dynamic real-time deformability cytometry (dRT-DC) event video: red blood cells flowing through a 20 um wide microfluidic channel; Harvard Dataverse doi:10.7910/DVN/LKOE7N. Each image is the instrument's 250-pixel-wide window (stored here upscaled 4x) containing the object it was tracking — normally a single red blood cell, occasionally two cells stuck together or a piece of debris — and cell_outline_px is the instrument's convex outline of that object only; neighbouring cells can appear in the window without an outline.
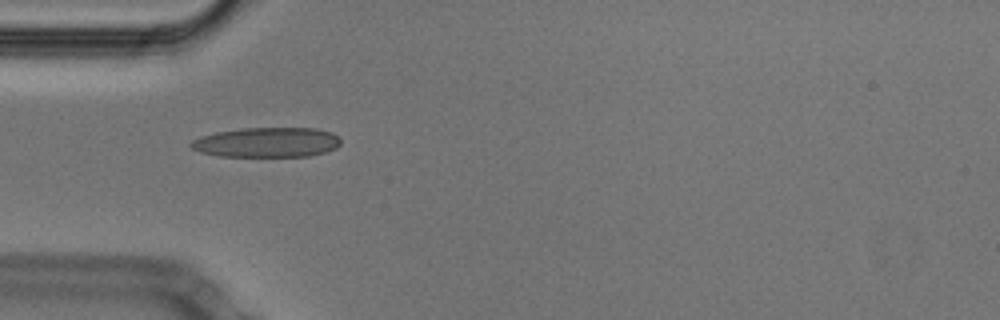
{"species": "Egyptian fruit bat (a non-hibernating species)", "species_latin": "Rousettus aegyptiacus", "temperature_condition": "cold", "stored_images_in_passage": 38, "camera_frame_rate_fps": 3000, "um_per_image_px": 0.085, "animal": {"sex": "male"}, "frame": {"image": 1, "passage_image": 1, "time_ms": 0.0, "image_size_px": [1000, 320], "cell_outline_px": [[340, 144], [336, 148], [324, 152], [308, 156], [220, 156], [200, 152], [192, 148], [188, 144], [192, 140], [200, 136], [216, 132], [244, 128], [316, 128], [332, 132], [340, 136]], "centroid_in_image_um": [22.69, 12.09], "position_along_channel_um": 62.3, "area_um2": 26.13}}
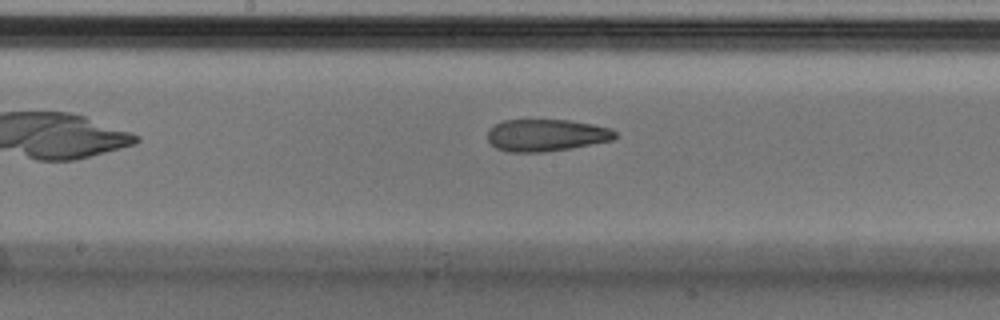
{"frame": {"image": 2, "passage_image": 12, "time_ms": 3.667, "image_size_px": [1000, 320], "cell_outline_px": [[616, 136], [612, 140], [572, 148], [544, 152], [508, 152], [496, 148], [488, 140], [488, 128], [504, 120], [568, 120], [592, 124], [608, 128], [616, 132]], "centroid_in_image_um": [46.4, 11.5], "position_along_channel_um": 201.8, "area_um2": 23.76}}
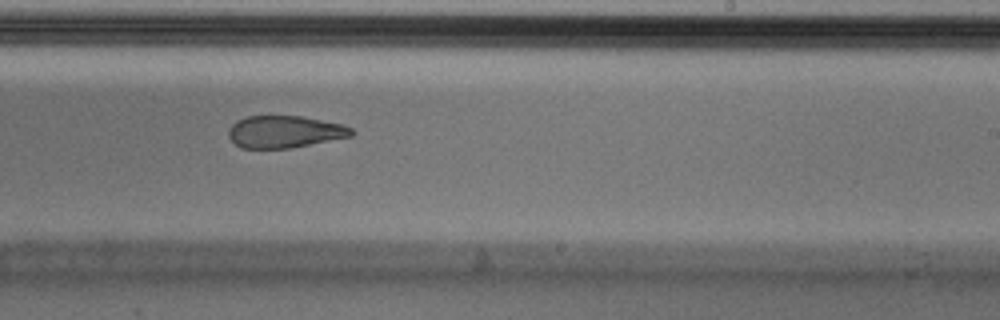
{"frame": {"image": 3, "passage_image": 17, "time_ms": 5.333, "image_size_px": [1000, 320], "cell_outline_px": [[356, 132], [352, 136], [288, 148], [240, 148], [228, 136], [228, 128], [236, 120], [248, 116], [300, 116], [340, 124], [352, 128]], "centroid_in_image_um": [24.16, 11.2], "position_along_channel_um": 264.8, "area_um2": 22.83}, "authors_computed_cell_mechanics": {"area_um2": 25.4031, "velocity_mm_per_s": 3.7911, "shape_relaxation_time_tau1_ms": null, "shape_relaxation_time_tau2_ms": 3.9128, "deformation_change_tau1": null, "deformation_change_tau2": 0.129}}